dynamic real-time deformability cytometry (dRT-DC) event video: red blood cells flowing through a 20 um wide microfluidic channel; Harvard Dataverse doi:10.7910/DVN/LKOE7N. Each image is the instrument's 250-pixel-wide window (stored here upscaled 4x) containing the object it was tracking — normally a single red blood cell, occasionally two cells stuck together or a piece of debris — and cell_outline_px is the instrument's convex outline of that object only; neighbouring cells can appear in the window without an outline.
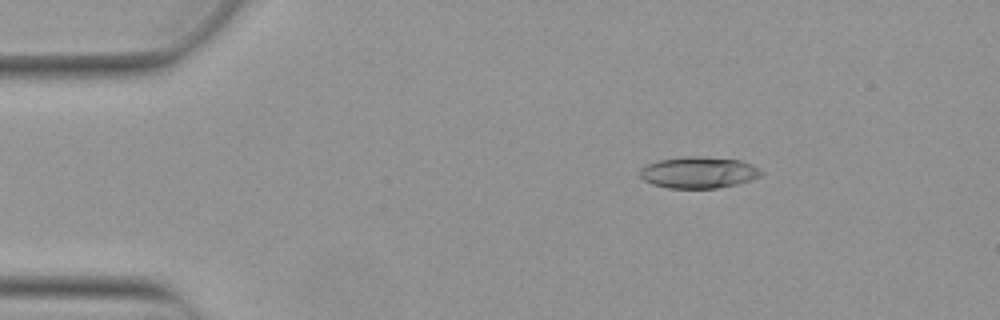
{"species": "Egyptian fruit bat (a non-hibernating species)", "species_latin": "Rousettus aegyptiacus", "temperature_condition": "warm", "stored_images_in_passage": 45, "camera_frame_rate_fps": 3000, "um_per_image_px": 0.085, "animal": {"sex": "female"}, "frame": {"image": 1, "passage_image": 1, "time_ms": 0.0, "image_size_px": [1000, 320], "cell_outline_px": [[764, 172], [760, 176], [736, 184], [716, 188], [668, 188], [652, 184], [644, 180], [640, 176], [640, 168], [656, 160], [684, 156], [704, 156], [740, 160], [752, 164]], "centroid_in_image_um": [59.36, 14.64], "position_along_channel_um": 25.6, "area_um2": 22.31}}
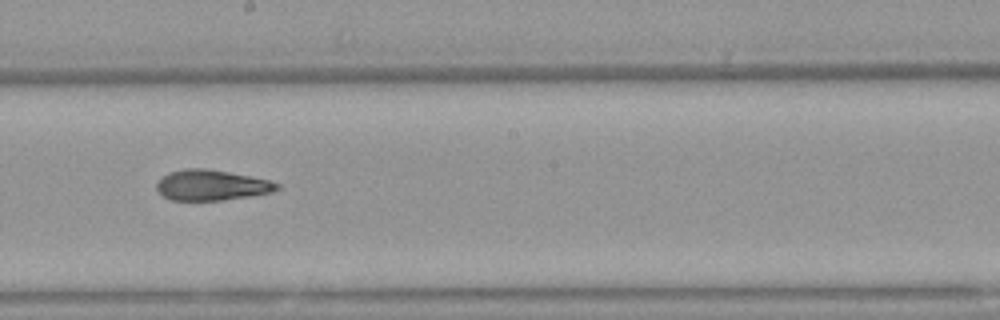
{"frame": {"image": 2, "passage_image": 22, "time_ms": 7.0, "image_size_px": [1000, 320], "cell_outline_px": [[280, 188], [272, 192], [224, 200], [172, 200], [164, 196], [156, 188], [156, 180], [168, 172], [184, 168], [208, 168], [252, 176], [272, 180], [280, 184]], "centroid_in_image_um": [17.98, 15.72], "position_along_channel_um": 230.2, "area_um2": 21.68}}
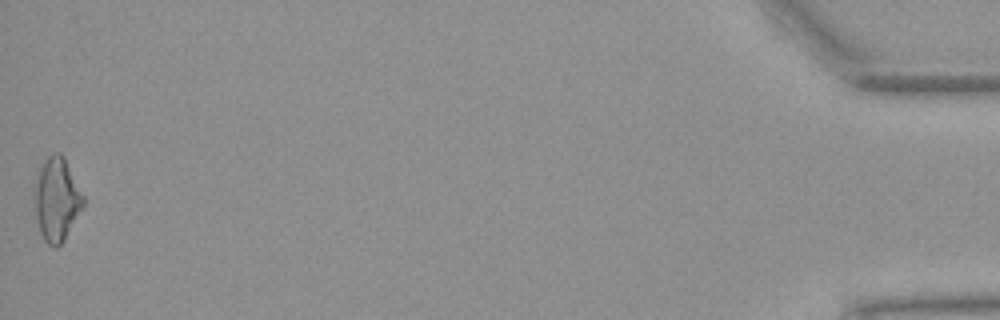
{"frame": {"image": 3, "passage_image": 45, "time_ms": 14.667, "image_size_px": [1000, 320], "cell_outline_px": [[84, 204], [64, 240], [56, 248], [52, 248], [44, 240], [40, 232], [36, 216], [36, 176], [40, 164], [52, 152], [60, 152], [64, 156], [84, 196]], "centroid_in_image_um": [4.83, 16.92], "position_along_channel_um": 430.4, "area_um2": 23.47}, "authors_computed_cell_mechanics": {"area_um2": 21.9062, "velocity_mm_per_s": 3.9098, "shape_relaxation_time_tau1_ms": 7.5404, "shape_relaxation_time_tau2_ms": 3.5498, "deformation_change_tau1": 0.2322, "deformation_change_tau2": 0.1357}}